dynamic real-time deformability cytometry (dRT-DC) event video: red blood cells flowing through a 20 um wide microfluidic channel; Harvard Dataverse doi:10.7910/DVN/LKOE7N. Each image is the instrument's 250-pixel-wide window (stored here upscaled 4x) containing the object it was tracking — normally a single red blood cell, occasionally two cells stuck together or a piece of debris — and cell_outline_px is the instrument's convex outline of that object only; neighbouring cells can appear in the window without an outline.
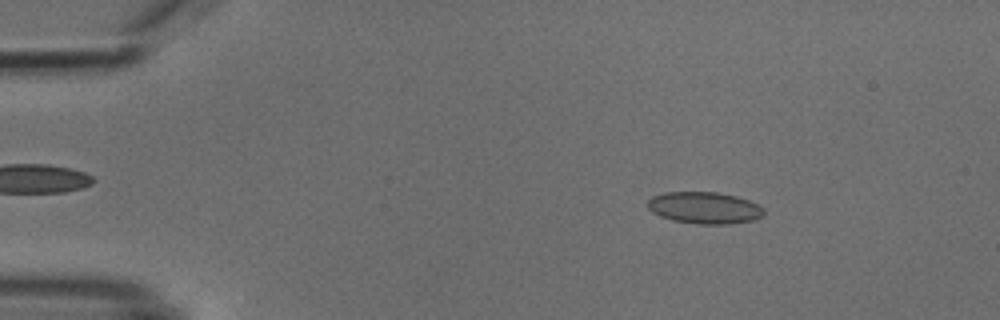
{"species": "common noctule bat (a hibernating species)", "species_latin": "Nyctalus noctula", "temperature_condition": "cold", "stored_images_in_passage": 5, "camera_frame_rate_fps": 3000, "um_per_image_px": 0.085, "animal": {"sex": "male", "body_mass_g": 18.8}, "frame": {"image": 1, "passage_image": 2, "time_ms": 1.0, "image_size_px": [1000, 320], "cell_outline_px": [[764, 216], [756, 220], [728, 224], [696, 224], [672, 220], [660, 216], [652, 212], [648, 208], [648, 200], [652, 196], [664, 192], [716, 192], [736, 196], [748, 200], [764, 208]], "centroid_in_image_um": [59.89, 17.67], "position_along_channel_um": 25.1, "area_um2": 21.68}}